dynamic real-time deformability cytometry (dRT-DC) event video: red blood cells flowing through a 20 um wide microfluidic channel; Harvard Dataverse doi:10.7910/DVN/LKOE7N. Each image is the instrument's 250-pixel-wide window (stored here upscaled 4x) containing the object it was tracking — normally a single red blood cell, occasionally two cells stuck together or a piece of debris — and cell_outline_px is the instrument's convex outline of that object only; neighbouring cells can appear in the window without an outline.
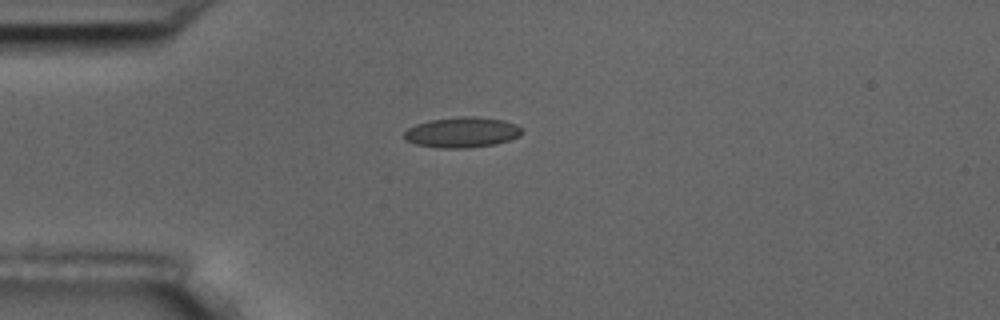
{"species": "common noctule bat (a hibernating species)", "species_latin": "Nyctalus noctula", "temperature_condition": "room temperature", "stored_images_in_passage": 8, "camera_frame_rate_fps": 3000, "um_per_image_px": 0.085, "animal": {"sex": "male", "body_mass_g": 17.5, "forearm_length_mm": 52.3}, "frame": {"image": 1, "passage_image": 1, "time_ms": 0.0, "image_size_px": [1000, 320], "cell_outline_px": [[520, 136], [496, 144], [468, 148], [440, 148], [416, 144], [404, 140], [404, 132], [408, 128], [416, 124], [428, 120], [460, 116], [476, 116], [504, 120], [516, 124], [520, 128]], "centroid_in_image_um": [39.24, 11.24], "position_along_channel_um": 45.8, "area_um2": 20.98}}
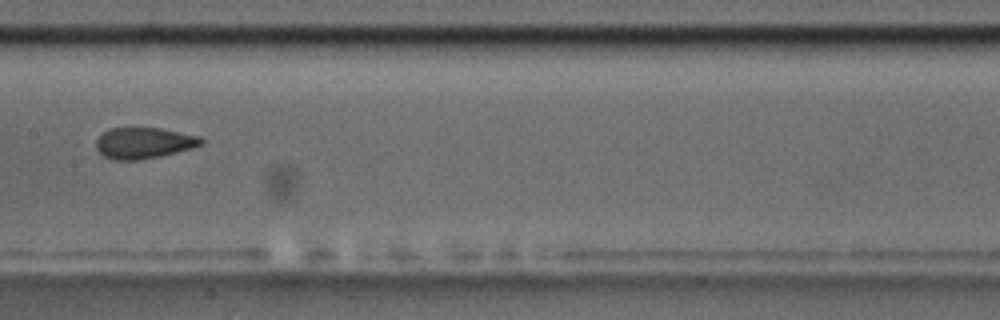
{"frame": {"image": 2, "passage_image": 5, "time_ms": 4.667, "image_size_px": [1000, 320], "cell_outline_px": [[204, 144], [192, 148], [160, 156], [136, 160], [112, 160], [104, 156], [96, 148], [96, 140], [104, 132], [112, 128], [160, 128], [200, 136], [204, 140]], "centroid_in_image_um": [12.24, 12.15], "position_along_channel_um": 195.2, "area_um2": 18.96}}
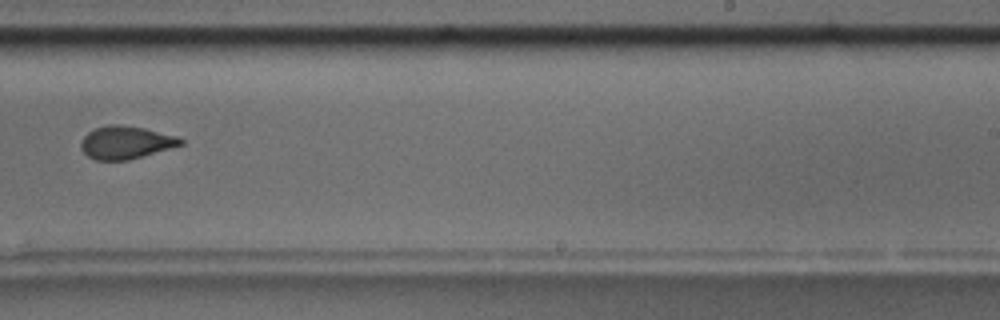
{"frame": {"image": 3, "passage_image": 7, "time_ms": 7.0, "image_size_px": [1000, 320], "cell_outline_px": [[184, 144], [128, 160], [96, 160], [88, 156], [80, 148], [80, 140], [88, 132], [96, 128], [108, 124], [120, 124], [144, 128], [180, 136], [184, 140]], "centroid_in_image_um": [10.7, 12.09], "position_along_channel_um": 278.3, "area_um2": 19.19}}